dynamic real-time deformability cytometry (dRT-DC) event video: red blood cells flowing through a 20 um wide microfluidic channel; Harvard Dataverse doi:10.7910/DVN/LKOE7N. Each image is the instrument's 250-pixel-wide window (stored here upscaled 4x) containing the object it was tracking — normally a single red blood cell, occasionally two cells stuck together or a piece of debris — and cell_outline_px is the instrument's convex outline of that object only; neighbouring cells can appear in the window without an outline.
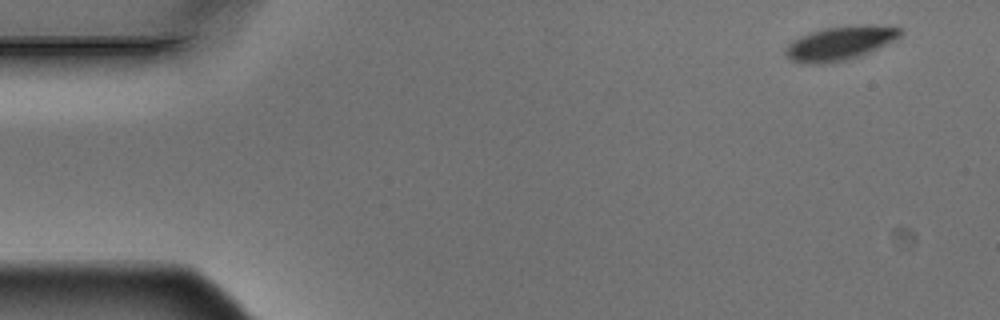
{"species": "Egyptian fruit bat (a non-hibernating species)", "species_latin": "Rousettus aegyptiacus", "temperature_condition": "warm", "stored_images_in_passage": 4, "camera_frame_rate_fps": 3000, "um_per_image_px": 0.085, "animal": {"sex": "male"}, "frame": {"image": 1, "passage_image": 1, "time_ms": 0.0, "image_size_px": [1000, 320], "cell_outline_px": [[904, 32], [900, 36], [860, 56], [844, 60], [816, 64], [808, 64], [792, 60], [784, 52], [784, 48], [792, 40], [800, 36], [824, 28], [852, 24], [872, 24], [904, 28]], "centroid_in_image_um": [71.4, 3.64], "position_along_channel_um": 13.6, "area_um2": 22.6}}
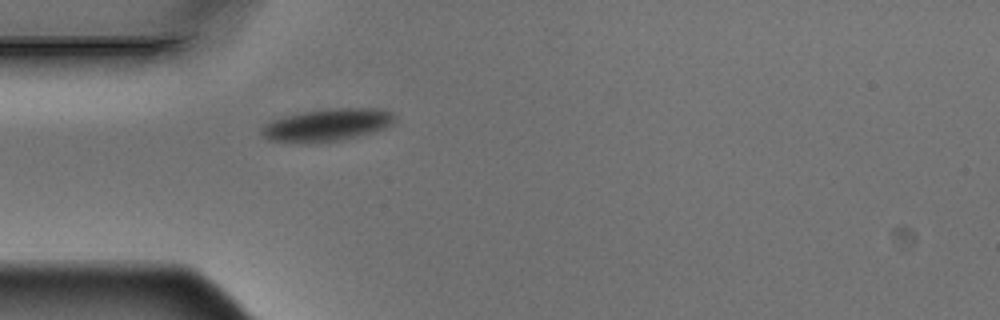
{"frame": {"image": 2, "passage_image": 4, "time_ms": 1.0, "image_size_px": [1000, 320], "cell_outline_px": [[396, 120], [392, 124], [384, 128], [372, 132], [356, 136], [336, 140], [268, 140], [260, 136], [260, 128], [264, 124], [272, 120], [284, 116], [304, 112], [328, 108], [376, 108], [392, 112], [396, 116]], "centroid_in_image_um": [27.83, 10.56], "position_along_channel_um": 57.2, "area_um2": 24.33}}